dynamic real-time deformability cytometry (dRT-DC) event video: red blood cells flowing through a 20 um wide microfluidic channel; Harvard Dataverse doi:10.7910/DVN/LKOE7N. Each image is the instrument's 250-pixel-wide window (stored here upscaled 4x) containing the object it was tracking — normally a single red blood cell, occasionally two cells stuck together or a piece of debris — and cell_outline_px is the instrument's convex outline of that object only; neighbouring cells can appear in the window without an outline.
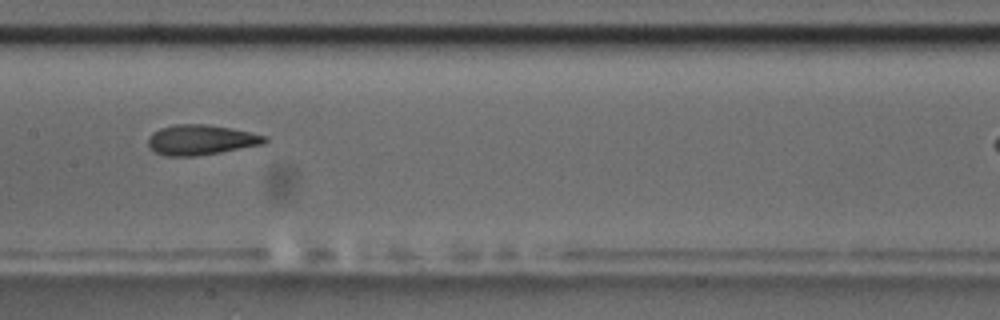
{"species": "common noctule bat (a hibernating species)", "species_latin": "Nyctalus noctula", "temperature_condition": "room temperature", "stored_images_in_passage": 11, "camera_frame_rate_fps": 3000, "um_per_image_px": 0.085, "animal": {"sex": "male", "body_mass_g": 17.5, "forearm_length_mm": 52.3}, "frame": {"image": 1, "passage_image": 5, "time_ms": 4.333, "image_size_px": [1000, 320], "cell_outline_px": [[268, 140], [264, 144], [220, 152], [196, 156], [164, 156], [148, 148], [148, 136], [152, 132], [160, 128], [176, 124], [204, 124], [228, 128], [268, 136]], "centroid_in_image_um": [17.04, 11.89], "position_along_channel_um": 190.4, "area_um2": 20.46}, "authors_computed_cell_mechanics": {"area_um2": 20.4612, "velocity_mm_per_s": 3.5996, "shape_relaxation_time_tau1_ms": 3.1279, "shape_relaxation_time_tau2_ms": 1.2689, "deformation_change_tau1": 0.1436, "deformation_change_tau2": 0.0893}}